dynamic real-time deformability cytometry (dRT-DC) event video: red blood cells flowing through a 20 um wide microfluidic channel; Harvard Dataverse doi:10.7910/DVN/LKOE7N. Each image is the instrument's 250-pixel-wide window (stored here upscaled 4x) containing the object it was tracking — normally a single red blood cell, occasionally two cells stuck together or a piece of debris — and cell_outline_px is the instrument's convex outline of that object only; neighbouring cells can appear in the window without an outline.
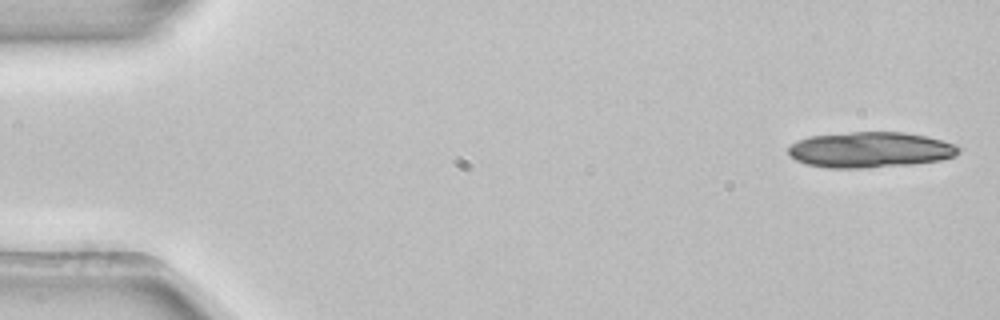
{"species": "common noctule bat (a hibernating species)", "species_latin": "Nyctalus noctula", "temperature_condition": "room temperature", "stored_images_in_passage": 5, "camera_frame_rate_fps": 3000, "um_per_image_px": 0.085, "animal": {"sex": "female", "body_mass_g": 22.7, "forearm_length_mm": 54.2}, "frame": {"image": 1, "passage_image": 1, "time_ms": 0.0, "image_size_px": [1000, 320], "cell_outline_px": [[960, 152], [956, 156], [940, 160], [912, 164], [864, 168], [828, 168], [808, 164], [796, 160], [788, 152], [788, 148], [792, 144], [808, 136], [852, 132], [904, 132], [928, 136], [956, 144], [960, 148]], "centroid_in_image_um": [74.01, 12.73], "position_along_channel_um": 11.0, "area_um2": 35.43}}
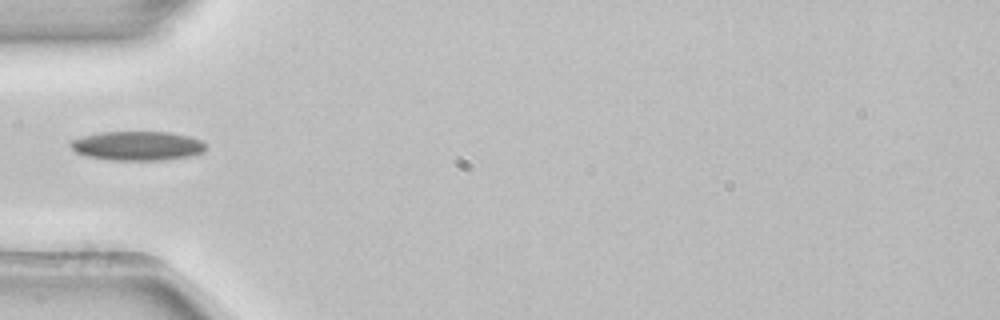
{"frame": {"image": 2, "passage_image": 5, "time_ms": 1.333, "image_size_px": [1000, 320], "cell_outline_px": [[204, 152], [192, 156], [160, 160], [108, 160], [88, 156], [76, 152], [68, 144], [72, 140], [84, 136], [100, 132], [168, 132], [192, 136], [200, 140], [204, 144]], "centroid_in_image_um": [11.69, 12.39], "position_along_channel_um": 73.3, "area_um2": 23.0}}